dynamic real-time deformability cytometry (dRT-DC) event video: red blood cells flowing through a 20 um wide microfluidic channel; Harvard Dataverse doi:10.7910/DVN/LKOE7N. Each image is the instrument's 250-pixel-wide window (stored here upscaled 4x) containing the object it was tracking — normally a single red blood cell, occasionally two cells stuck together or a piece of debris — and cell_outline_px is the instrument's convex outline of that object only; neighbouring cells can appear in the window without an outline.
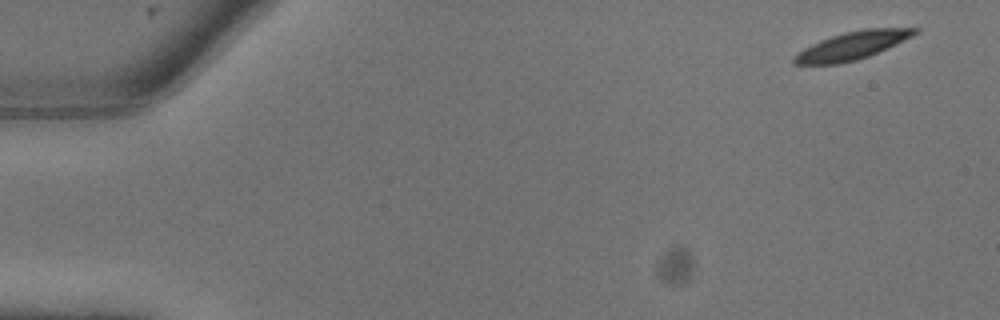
{"species": "common noctule bat (a hibernating species)", "species_latin": "Nyctalus noctula", "temperature_condition": "warm", "stored_images_in_passage": 9, "camera_frame_rate_fps": 3000, "um_per_image_px": 0.085, "animal": {"sex": "male", "body_mass_g": 13.3}, "frame": {"image": 1, "passage_image": 1, "time_ms": 0.0, "image_size_px": [1000, 320], "cell_outline_px": [[920, 28], [912, 36], [888, 48], [868, 56], [856, 60], [836, 64], [792, 64], [792, 56], [804, 48], [820, 40], [844, 32], [864, 28]], "centroid_in_image_um": [72.4, 3.88], "position_along_channel_um": 12.6, "area_um2": 19.48}}
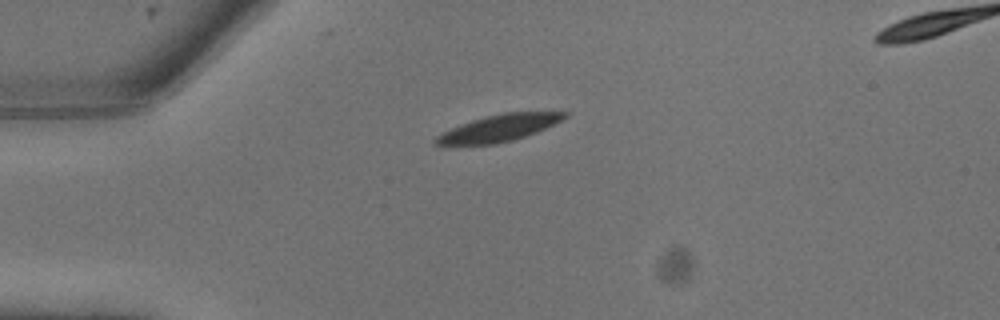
{"frame": {"image": 2, "passage_image": 6, "time_ms": 1.667, "image_size_px": [1000, 320], "cell_outline_px": [[568, 116], [536, 132], [512, 140], [496, 144], [444, 148], [432, 144], [432, 140], [436, 136], [460, 124], [484, 116], [504, 112], [568, 112]], "centroid_in_image_um": [42.22, 10.94], "position_along_channel_um": 42.8, "area_um2": 20.58}}